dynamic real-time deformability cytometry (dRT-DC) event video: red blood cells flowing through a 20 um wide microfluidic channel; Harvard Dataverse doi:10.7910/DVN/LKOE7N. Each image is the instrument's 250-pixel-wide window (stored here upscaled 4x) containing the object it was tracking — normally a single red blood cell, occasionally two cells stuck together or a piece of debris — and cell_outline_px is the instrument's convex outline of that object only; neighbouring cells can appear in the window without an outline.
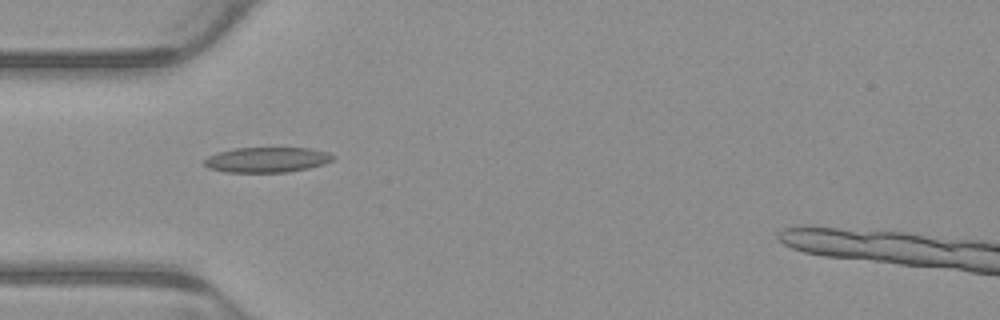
{"species": "common noctule bat (a hibernating species)", "species_latin": "Nyctalus noctula", "temperature_condition": "warm", "stored_images_in_passage": 3, "camera_frame_rate_fps": 3000, "um_per_image_px": 0.085, "animal": {"sex": "male", "body_mass_g": 23.1, "forearm_length_mm": 52.7}, "frame": {"image": 1, "passage_image": 1, "time_ms": 0.0, "image_size_px": [1000, 320], "cell_outline_px": [[336, 156], [332, 160], [324, 164], [308, 168], [288, 172], [224, 172], [208, 168], [204, 164], [204, 160], [208, 156], [216, 152], [236, 148], [312, 148], [328, 152]], "centroid_in_image_um": [22.69, 13.58], "position_along_channel_um": 62.3, "area_um2": 19.02}}
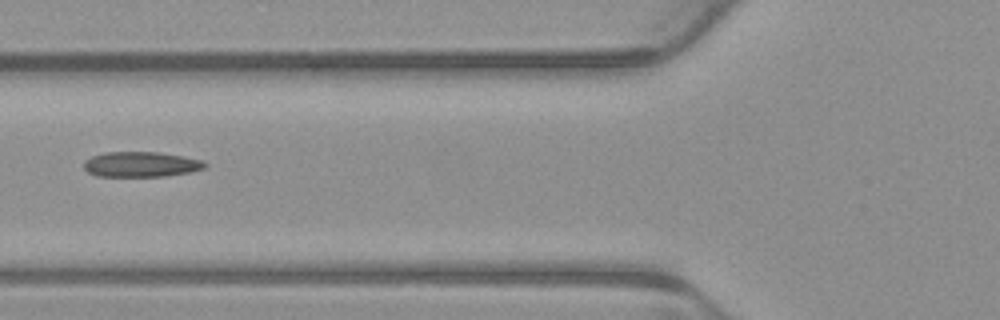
{"frame": {"image": 2, "passage_image": 2, "time_ms": 0.333, "image_size_px": [1000, 320], "cell_outline_px": [[208, 164], [204, 168], [192, 172], [164, 176], [96, 176], [88, 172], [84, 168], [84, 160], [92, 156], [104, 152], [160, 152], [184, 156], [204, 160]], "centroid_in_image_um": [12.01, 13.96], "position_along_channel_um": 113.8, "area_um2": 17.98}}
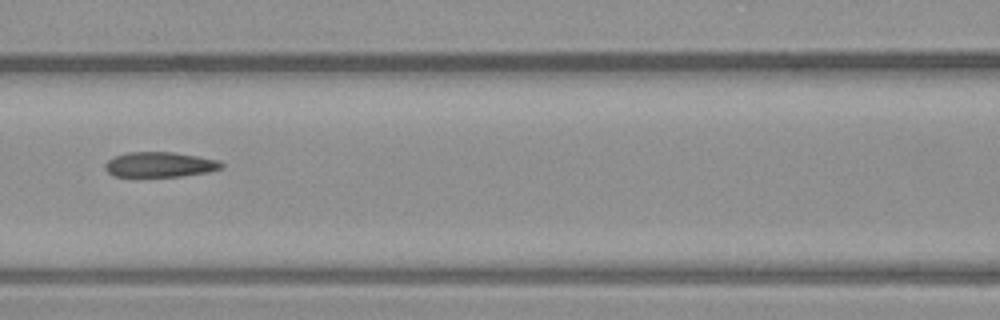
{"frame": {"image": 3, "passage_image": 3, "time_ms": 0.667, "image_size_px": [1000, 320], "cell_outline_px": [[224, 168], [208, 172], [180, 176], [112, 176], [104, 168], [104, 164], [112, 156], [128, 152], [172, 152], [220, 160], [224, 164]], "centroid_in_image_um": [13.58, 13.98], "position_along_channel_um": 153.0, "area_um2": 17.11}}